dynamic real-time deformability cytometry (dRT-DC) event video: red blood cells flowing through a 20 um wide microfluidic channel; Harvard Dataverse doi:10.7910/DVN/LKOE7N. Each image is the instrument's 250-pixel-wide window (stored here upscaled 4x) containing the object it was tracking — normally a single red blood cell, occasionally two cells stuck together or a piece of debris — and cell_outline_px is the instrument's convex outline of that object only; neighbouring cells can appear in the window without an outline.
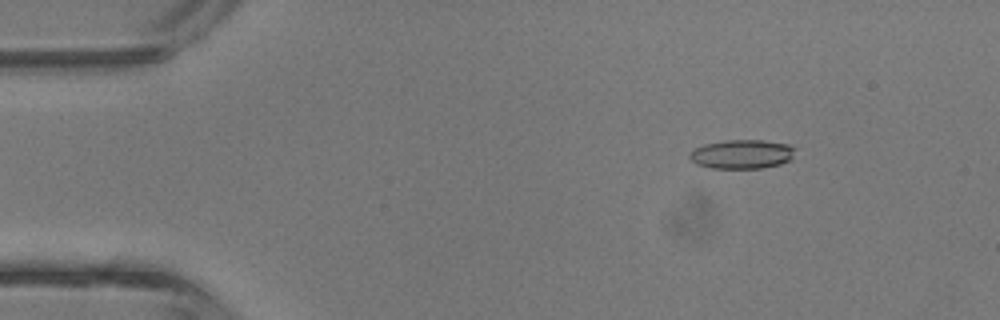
{"species": "common noctule bat (a hibernating species)", "species_latin": "Nyctalus noctula", "temperature_condition": "room temperature", "stored_images_in_passage": 39, "camera_frame_rate_fps": 3000, "um_per_image_px": 0.085, "animal": {"sex": "male", "body_mass_g": 13.3}, "frame": {"image": 1, "passage_image": 2, "time_ms": 0.333, "image_size_px": [1000, 320], "cell_outline_px": [[796, 148], [792, 160], [780, 164], [760, 168], [712, 168], [696, 164], [688, 156], [696, 148], [704, 144], [724, 140], [764, 140], [788, 144]], "centroid_in_image_um": [63.11, 13.1], "position_along_channel_um": 21.9, "area_um2": 17.92}}
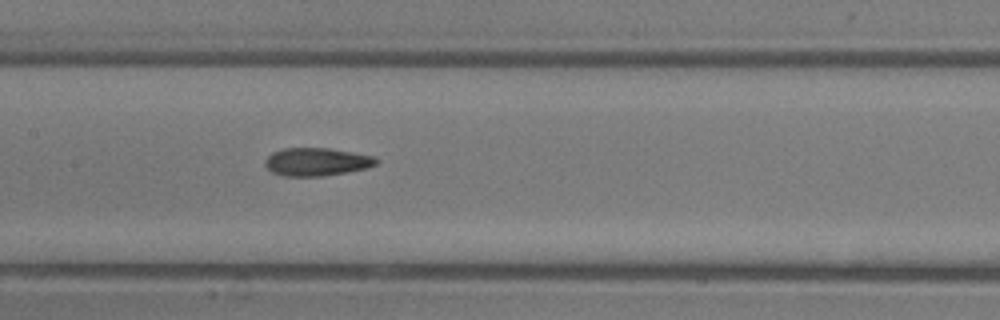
{"frame": {"image": 2, "passage_image": 17, "time_ms": 5.333, "image_size_px": [1000, 320], "cell_outline_px": [[380, 160], [376, 164], [368, 168], [324, 176], [284, 176], [272, 172], [264, 164], [264, 160], [272, 152], [284, 148], [328, 148], [376, 156]], "centroid_in_image_um": [26.93, 13.75], "position_along_channel_um": 180.5, "area_um2": 18.26}}
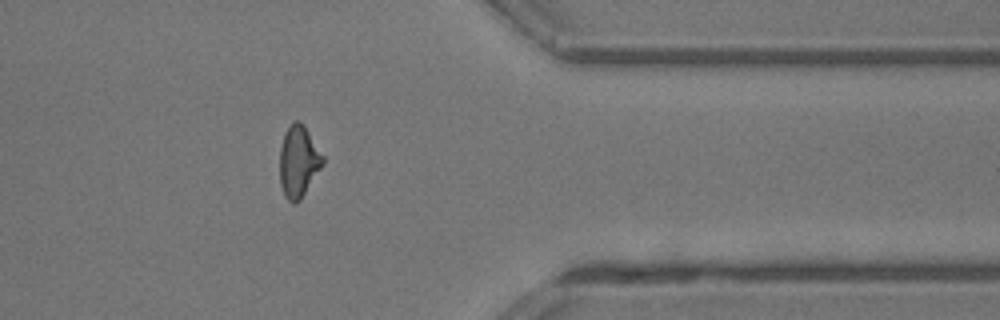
{"frame": {"image": 3, "passage_image": 31, "time_ms": 10.0, "image_size_px": [1000, 320], "cell_outline_px": [[324, 164], [300, 200], [296, 204], [292, 204], [284, 196], [280, 184], [280, 148], [284, 132], [292, 120], [300, 120], [324, 156]], "centroid_in_image_um": [25.36, 13.73], "position_along_channel_um": 386.0, "area_um2": 18.15}, "authors_computed_cell_mechanics": {"area_um2": 17.8602, "velocity_mm_per_s": 4.7585, "shape_relaxation_time_tau1_ms": 11.0395, "shape_relaxation_time_tau2_ms": 1.804, "deformation_change_tau1": 0.2745, "deformation_change_tau2": 0.1058}}